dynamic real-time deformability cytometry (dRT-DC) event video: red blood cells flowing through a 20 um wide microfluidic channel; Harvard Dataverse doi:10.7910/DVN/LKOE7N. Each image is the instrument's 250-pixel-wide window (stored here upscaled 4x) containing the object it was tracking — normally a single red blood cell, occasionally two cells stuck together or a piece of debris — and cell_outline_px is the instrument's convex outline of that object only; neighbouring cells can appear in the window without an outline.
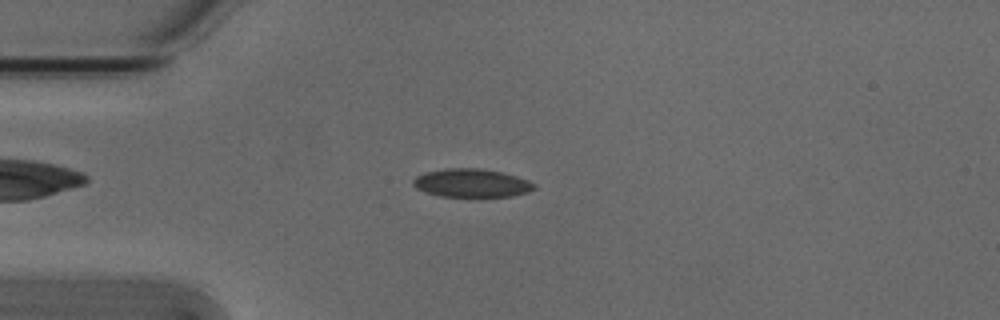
{"species": "Egyptian fruit bat (a non-hibernating species)", "species_latin": "Rousettus aegyptiacus", "temperature_condition": "cold", "stored_images_in_passage": 6, "camera_frame_rate_fps": 3000, "um_per_image_px": 0.085, "animal": {"sex": "male"}, "frame": {"image": 1, "passage_image": 4, "time_ms": 1.0, "image_size_px": [1000, 320], "cell_outline_px": [[536, 188], [528, 192], [512, 196], [476, 200], [440, 196], [424, 192], [416, 188], [412, 184], [412, 180], [416, 176], [424, 172], [444, 168], [480, 168], [500, 172], [516, 176], [528, 180], [536, 184]], "centroid_in_image_um": [40.08, 15.61], "position_along_channel_um": 44.9, "area_um2": 21.1}}
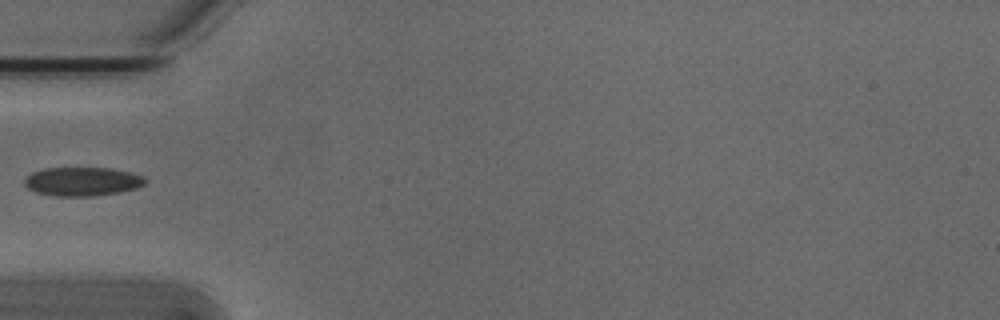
{"frame": {"image": 2, "passage_image": 5, "time_ms": 1.333, "image_size_px": [1000, 320], "cell_outline_px": [[148, 180], [144, 184], [136, 188], [120, 192], [88, 196], [56, 196], [36, 192], [28, 188], [24, 184], [24, 180], [32, 172], [44, 168], [112, 168], [144, 176]], "centroid_in_image_um": [7.0, 15.42], "position_along_channel_um": 78.0, "area_um2": 20.17}}
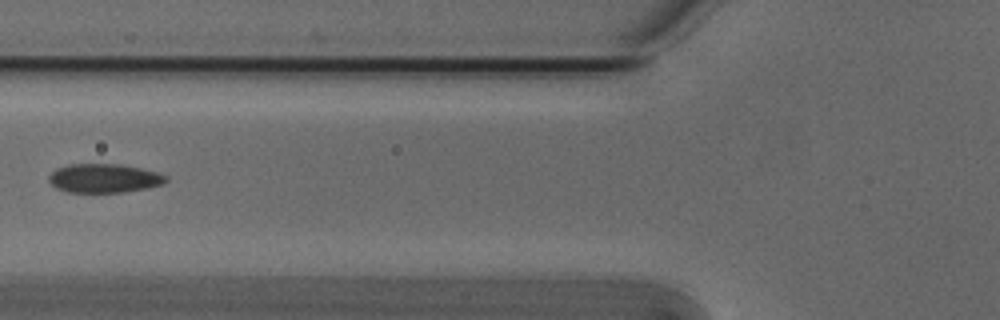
{"frame": {"image": 3, "passage_image": 6, "time_ms": 1.667, "image_size_px": [1000, 320], "cell_outline_px": [[168, 180], [164, 184], [148, 188], [124, 192], [68, 192], [56, 188], [48, 180], [48, 176], [56, 168], [68, 164], [120, 164], [140, 168], [156, 172], [168, 176]], "centroid_in_image_um": [8.86, 15.15], "position_along_channel_um": 116.9, "area_um2": 19.83}}